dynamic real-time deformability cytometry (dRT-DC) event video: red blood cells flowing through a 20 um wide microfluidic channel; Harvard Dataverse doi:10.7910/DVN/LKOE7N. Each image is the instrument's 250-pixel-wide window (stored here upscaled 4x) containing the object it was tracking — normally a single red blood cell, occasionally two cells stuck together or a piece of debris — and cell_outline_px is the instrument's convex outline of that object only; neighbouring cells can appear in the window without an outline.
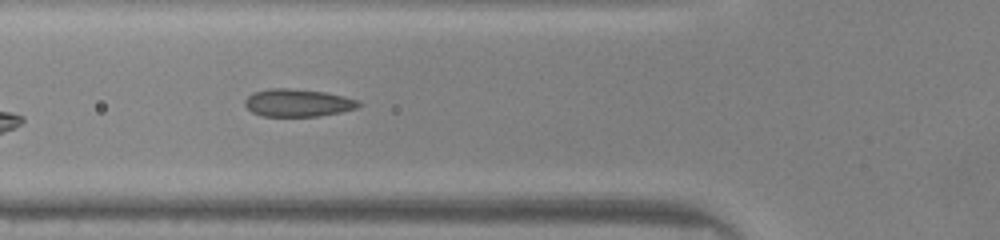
{"species": "common noctule bat (a hibernating species)", "species_latin": "Nyctalus noctula", "temperature_condition": "warm", "stored_images_in_passage": 25, "camera_frame_rate_fps": 3000, "um_per_image_px": 0.085, "animal": {"sex": "male", "body_mass_g": 20.0, "forearm_length_mm": 53.3}, "frame": {"image": 1, "passage_image": 8, "time_ms": 2.333, "image_size_px": [1000, 240], "cell_outline_px": [[364, 104], [356, 108], [340, 112], [320, 116], [260, 116], [252, 112], [244, 104], [244, 100], [252, 92], [272, 88], [288, 88], [324, 92], [344, 96], [356, 100]], "centroid_in_image_um": [25.29, 8.74], "position_along_channel_um": 100.5, "area_um2": 18.32}}